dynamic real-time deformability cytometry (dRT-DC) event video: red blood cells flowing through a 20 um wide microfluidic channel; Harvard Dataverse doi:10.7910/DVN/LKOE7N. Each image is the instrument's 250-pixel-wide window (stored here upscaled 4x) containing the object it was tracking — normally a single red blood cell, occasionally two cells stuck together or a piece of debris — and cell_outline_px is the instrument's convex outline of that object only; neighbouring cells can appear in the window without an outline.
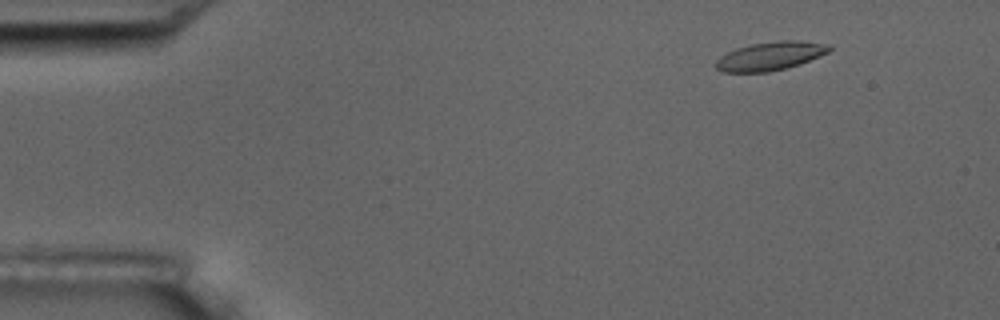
{"species": "common noctule bat (a hibernating species)", "species_latin": "Nyctalus noctula", "temperature_condition": "room temperature", "stored_images_in_passage": 4, "camera_frame_rate_fps": 3000, "um_per_image_px": 0.085, "animal": {"sex": "male", "body_mass_g": 17.5, "forearm_length_mm": 52.3}, "frame": {"image": 1, "passage_image": 2, "time_ms": 1.0, "image_size_px": [1000, 320], "cell_outline_px": [[832, 48], [828, 52], [800, 64], [768, 72], [724, 72], [716, 68], [712, 64], [720, 56], [736, 48], [752, 44], [780, 40], [800, 40], [828, 44]], "centroid_in_image_um": [65.45, 4.76], "position_along_channel_um": 19.6, "area_um2": 18.84}}